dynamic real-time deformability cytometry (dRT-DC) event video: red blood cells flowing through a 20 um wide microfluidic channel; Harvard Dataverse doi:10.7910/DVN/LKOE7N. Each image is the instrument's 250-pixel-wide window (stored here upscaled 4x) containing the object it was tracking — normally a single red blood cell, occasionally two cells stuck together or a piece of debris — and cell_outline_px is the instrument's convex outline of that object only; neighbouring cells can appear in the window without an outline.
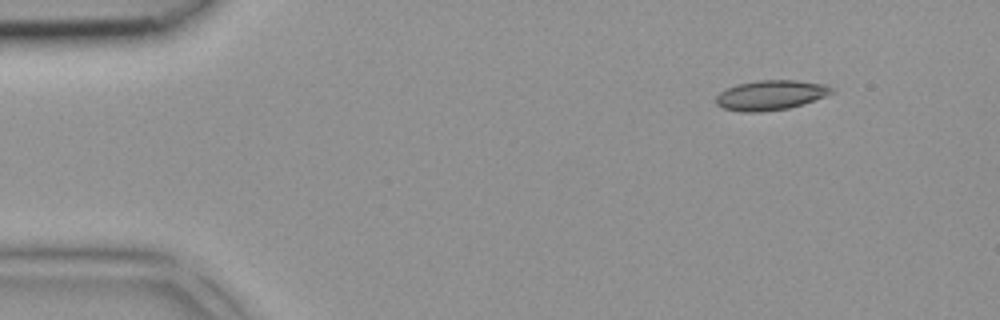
{"species": "common noctule bat (a hibernating species)", "species_latin": "Nyctalus noctula", "temperature_condition": "room temperature", "stored_images_in_passage": 3, "camera_frame_rate_fps": 3000, "um_per_image_px": 0.085, "animal": {"sex": "female", "body_mass_g": 18.4}, "frame": {"image": 1, "passage_image": 2, "time_ms": 0.333, "image_size_px": [1000, 320], "cell_outline_px": [[836, 92], [804, 104], [788, 108], [760, 112], [740, 112], [724, 108], [716, 104], [716, 96], [720, 92], [736, 84], [760, 80], [796, 80], [828, 84]], "centroid_in_image_um": [65.54, 8.08], "position_along_channel_um": 19.5, "area_um2": 20.23}}